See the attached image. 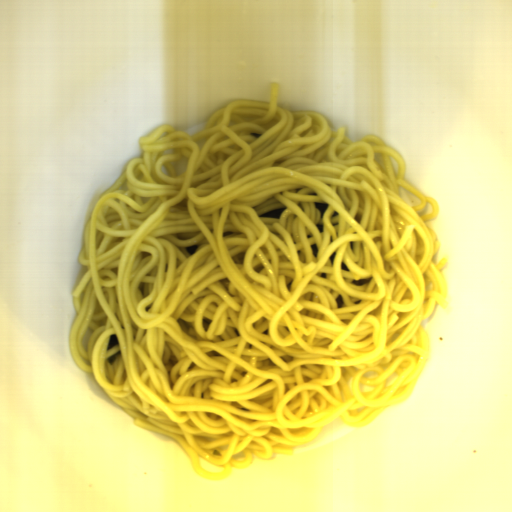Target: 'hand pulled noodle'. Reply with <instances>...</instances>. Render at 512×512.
I'll return each mask as SVG.
<instances>
[{"instance_id": "14784b9a", "label": "hand pulled noodle", "mask_w": 512, "mask_h": 512, "mask_svg": "<svg viewBox=\"0 0 512 512\" xmlns=\"http://www.w3.org/2000/svg\"><path fill=\"white\" fill-rule=\"evenodd\" d=\"M269 88L268 102L235 100L197 134L163 124L139 138L142 156L86 222L72 294L78 368L214 481L407 400L432 356L422 322L448 306L447 259L434 262L441 241L427 225L440 209L406 181L400 153L281 107ZM277 207L288 208L258 216Z\"/></svg>"}]
</instances>
